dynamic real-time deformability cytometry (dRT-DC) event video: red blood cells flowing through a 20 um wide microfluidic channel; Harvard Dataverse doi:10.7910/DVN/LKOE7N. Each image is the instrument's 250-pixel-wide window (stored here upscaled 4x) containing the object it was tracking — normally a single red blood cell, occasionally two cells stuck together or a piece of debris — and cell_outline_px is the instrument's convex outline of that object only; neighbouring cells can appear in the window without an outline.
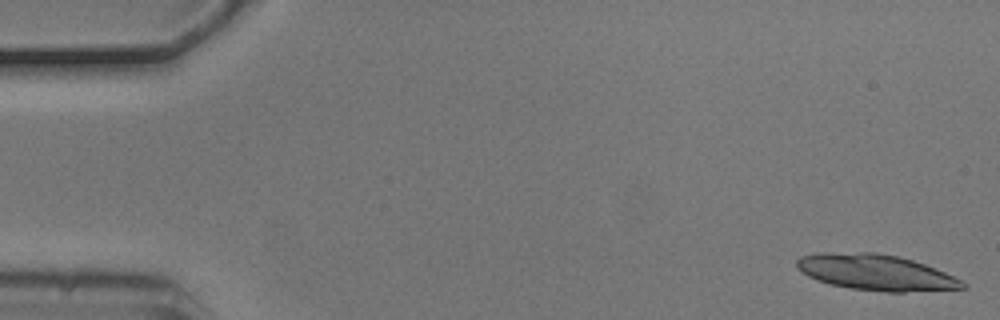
{"species": "common noctule bat (a hibernating species)", "species_latin": "Nyctalus noctula", "temperature_condition": "cold", "stored_images_in_passage": 5, "camera_frame_rate_fps": 3000, "um_per_image_px": 0.085, "animal": {"sex": "male", "body_mass_g": 20.5, "forearm_length_mm": 52.5}, "frame": {"image": 1, "passage_image": 1, "time_ms": 0.0, "image_size_px": [1000, 320], "cell_outline_px": [[968, 288], [904, 292], [884, 292], [852, 288], [832, 284], [816, 280], [808, 276], [796, 268], [796, 260], [800, 256], [820, 252], [876, 252], [896, 256], [912, 260], [936, 268], [968, 284]], "centroid_in_image_um": [74.43, 23.15], "position_along_channel_um": 10.6, "area_um2": 34.68}}